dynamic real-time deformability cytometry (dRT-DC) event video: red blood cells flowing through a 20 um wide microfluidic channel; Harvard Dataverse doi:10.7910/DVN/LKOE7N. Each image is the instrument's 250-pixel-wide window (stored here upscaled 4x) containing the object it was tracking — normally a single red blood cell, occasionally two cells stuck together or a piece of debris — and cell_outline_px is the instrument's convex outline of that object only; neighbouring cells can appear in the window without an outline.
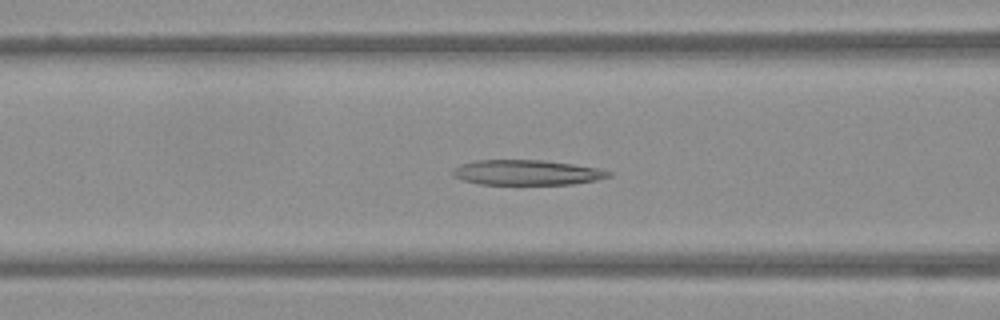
{"species": "Egyptian fruit bat (a non-hibernating species)", "species_latin": "Rousettus aegyptiacus", "temperature_condition": "warm", "stored_images_in_passage": 54, "camera_frame_rate_fps": 3000, "um_per_image_px": 0.085, "frame": {"image": 1, "passage_image": 21, "time_ms": 6.667, "image_size_px": [1000, 320], "cell_outline_px": [[612, 176], [596, 180], [572, 184], [480, 184], [464, 180], [452, 176], [452, 172], [460, 164], [476, 160], [544, 160], [572, 164], [596, 168], [612, 172]], "centroid_in_image_um": [44.78, 14.66], "position_along_channel_um": 121.8, "area_um2": 22.66}}
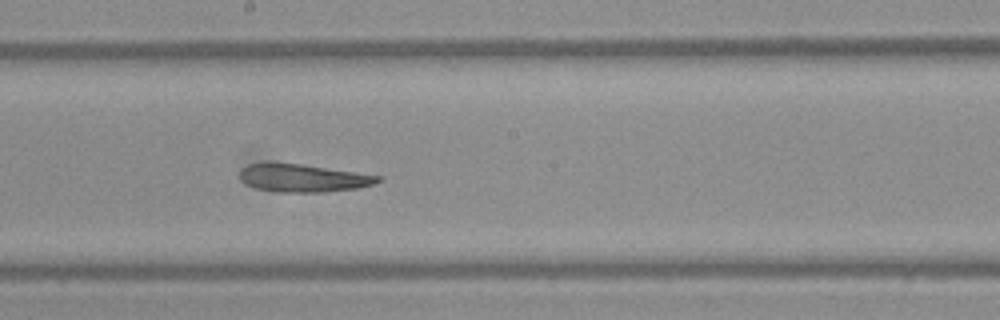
{"frame": {"image": 2, "passage_image": 29, "time_ms": 9.333, "image_size_px": [1000, 320], "cell_outline_px": [[384, 180], [372, 184], [356, 188], [324, 192], [284, 192], [256, 188], [244, 184], [240, 180], [240, 168], [248, 164], [268, 160], [300, 164], [384, 176]], "centroid_in_image_um": [25.7, 15.1], "position_along_channel_um": 222.5, "area_um2": 22.89}}
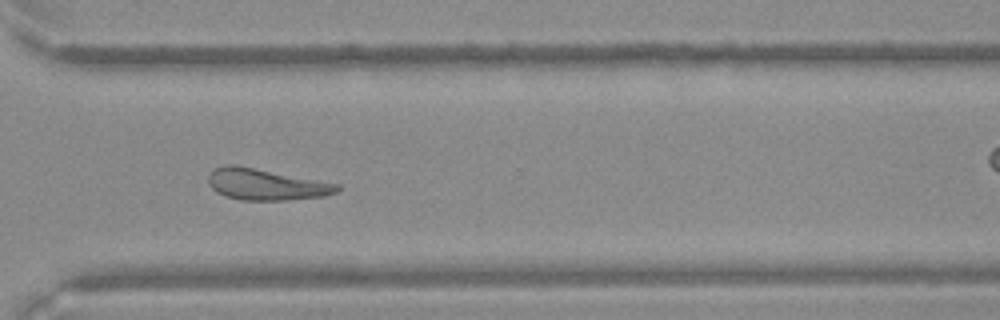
{"frame": {"image": 3, "passage_image": 39, "time_ms": 12.667, "image_size_px": [1000, 320], "cell_outline_px": [[340, 188], [336, 192], [324, 196], [288, 200], [240, 200], [224, 196], [216, 192], [208, 184], [208, 176], [216, 168], [224, 164], [236, 164], [340, 184]], "centroid_in_image_um": [22.59, 15.67], "position_along_channel_um": 348.0, "area_um2": 23.64}}